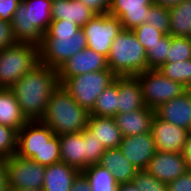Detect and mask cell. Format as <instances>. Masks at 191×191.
I'll return each instance as SVG.
<instances>
[{"instance_id": "1", "label": "cell", "mask_w": 191, "mask_h": 191, "mask_svg": "<svg viewBox=\"0 0 191 191\" xmlns=\"http://www.w3.org/2000/svg\"><path fill=\"white\" fill-rule=\"evenodd\" d=\"M60 85L58 70L39 63L10 89L29 121L41 120L53 91Z\"/></svg>"}, {"instance_id": "2", "label": "cell", "mask_w": 191, "mask_h": 191, "mask_svg": "<svg viewBox=\"0 0 191 191\" xmlns=\"http://www.w3.org/2000/svg\"><path fill=\"white\" fill-rule=\"evenodd\" d=\"M90 112L82 108L60 84L50 96L41 122L56 135L82 132L87 128Z\"/></svg>"}, {"instance_id": "3", "label": "cell", "mask_w": 191, "mask_h": 191, "mask_svg": "<svg viewBox=\"0 0 191 191\" xmlns=\"http://www.w3.org/2000/svg\"><path fill=\"white\" fill-rule=\"evenodd\" d=\"M59 148L58 135L40 120L28 121L18 131L16 155L19 157L49 166L61 161Z\"/></svg>"}, {"instance_id": "4", "label": "cell", "mask_w": 191, "mask_h": 191, "mask_svg": "<svg viewBox=\"0 0 191 191\" xmlns=\"http://www.w3.org/2000/svg\"><path fill=\"white\" fill-rule=\"evenodd\" d=\"M52 0H22L12 19L17 42L39 46L52 22Z\"/></svg>"}, {"instance_id": "5", "label": "cell", "mask_w": 191, "mask_h": 191, "mask_svg": "<svg viewBox=\"0 0 191 191\" xmlns=\"http://www.w3.org/2000/svg\"><path fill=\"white\" fill-rule=\"evenodd\" d=\"M107 63L116 76H137L149 69L146 49L132 30L122 29L114 38Z\"/></svg>"}, {"instance_id": "6", "label": "cell", "mask_w": 191, "mask_h": 191, "mask_svg": "<svg viewBox=\"0 0 191 191\" xmlns=\"http://www.w3.org/2000/svg\"><path fill=\"white\" fill-rule=\"evenodd\" d=\"M40 63L39 46L17 42L0 50V88H11Z\"/></svg>"}, {"instance_id": "7", "label": "cell", "mask_w": 191, "mask_h": 191, "mask_svg": "<svg viewBox=\"0 0 191 191\" xmlns=\"http://www.w3.org/2000/svg\"><path fill=\"white\" fill-rule=\"evenodd\" d=\"M116 78L117 76L110 69L100 70L67 78L62 86L77 104L90 112L98 96L114 83Z\"/></svg>"}, {"instance_id": "8", "label": "cell", "mask_w": 191, "mask_h": 191, "mask_svg": "<svg viewBox=\"0 0 191 191\" xmlns=\"http://www.w3.org/2000/svg\"><path fill=\"white\" fill-rule=\"evenodd\" d=\"M87 47L80 28L75 35H43L39 45L40 63L58 70L69 58Z\"/></svg>"}, {"instance_id": "9", "label": "cell", "mask_w": 191, "mask_h": 191, "mask_svg": "<svg viewBox=\"0 0 191 191\" xmlns=\"http://www.w3.org/2000/svg\"><path fill=\"white\" fill-rule=\"evenodd\" d=\"M136 77L146 106L153 110L187 90L181 83L172 81L157 69H148Z\"/></svg>"}, {"instance_id": "10", "label": "cell", "mask_w": 191, "mask_h": 191, "mask_svg": "<svg viewBox=\"0 0 191 191\" xmlns=\"http://www.w3.org/2000/svg\"><path fill=\"white\" fill-rule=\"evenodd\" d=\"M119 19L110 14H96L82 30L87 48L108 57L114 38L122 31Z\"/></svg>"}, {"instance_id": "11", "label": "cell", "mask_w": 191, "mask_h": 191, "mask_svg": "<svg viewBox=\"0 0 191 191\" xmlns=\"http://www.w3.org/2000/svg\"><path fill=\"white\" fill-rule=\"evenodd\" d=\"M5 160L9 190L42 189L46 166L16 154Z\"/></svg>"}, {"instance_id": "12", "label": "cell", "mask_w": 191, "mask_h": 191, "mask_svg": "<svg viewBox=\"0 0 191 191\" xmlns=\"http://www.w3.org/2000/svg\"><path fill=\"white\" fill-rule=\"evenodd\" d=\"M107 69V57L86 47L58 69L59 83L62 84L67 78Z\"/></svg>"}, {"instance_id": "13", "label": "cell", "mask_w": 191, "mask_h": 191, "mask_svg": "<svg viewBox=\"0 0 191 191\" xmlns=\"http://www.w3.org/2000/svg\"><path fill=\"white\" fill-rule=\"evenodd\" d=\"M119 149L139 171L146 170L156 150L151 132L123 137Z\"/></svg>"}, {"instance_id": "14", "label": "cell", "mask_w": 191, "mask_h": 191, "mask_svg": "<svg viewBox=\"0 0 191 191\" xmlns=\"http://www.w3.org/2000/svg\"><path fill=\"white\" fill-rule=\"evenodd\" d=\"M189 170L182 153L157 150L146 171L159 181L169 183Z\"/></svg>"}, {"instance_id": "15", "label": "cell", "mask_w": 191, "mask_h": 191, "mask_svg": "<svg viewBox=\"0 0 191 191\" xmlns=\"http://www.w3.org/2000/svg\"><path fill=\"white\" fill-rule=\"evenodd\" d=\"M153 0H110L108 14L119 19L124 30H133L147 22Z\"/></svg>"}, {"instance_id": "16", "label": "cell", "mask_w": 191, "mask_h": 191, "mask_svg": "<svg viewBox=\"0 0 191 191\" xmlns=\"http://www.w3.org/2000/svg\"><path fill=\"white\" fill-rule=\"evenodd\" d=\"M156 150L182 153L189 131L166 122L156 115L151 123Z\"/></svg>"}, {"instance_id": "17", "label": "cell", "mask_w": 191, "mask_h": 191, "mask_svg": "<svg viewBox=\"0 0 191 191\" xmlns=\"http://www.w3.org/2000/svg\"><path fill=\"white\" fill-rule=\"evenodd\" d=\"M155 115L175 126L191 131V89L161 104L155 109Z\"/></svg>"}, {"instance_id": "18", "label": "cell", "mask_w": 191, "mask_h": 191, "mask_svg": "<svg viewBox=\"0 0 191 191\" xmlns=\"http://www.w3.org/2000/svg\"><path fill=\"white\" fill-rule=\"evenodd\" d=\"M154 116L155 110L146 106L139 110L116 114L114 118L122 136L127 137L151 132Z\"/></svg>"}, {"instance_id": "19", "label": "cell", "mask_w": 191, "mask_h": 191, "mask_svg": "<svg viewBox=\"0 0 191 191\" xmlns=\"http://www.w3.org/2000/svg\"><path fill=\"white\" fill-rule=\"evenodd\" d=\"M118 114L146 107L136 76H118Z\"/></svg>"}, {"instance_id": "20", "label": "cell", "mask_w": 191, "mask_h": 191, "mask_svg": "<svg viewBox=\"0 0 191 191\" xmlns=\"http://www.w3.org/2000/svg\"><path fill=\"white\" fill-rule=\"evenodd\" d=\"M60 142L61 162L77 168L85 169L86 138L82 132L58 135Z\"/></svg>"}, {"instance_id": "21", "label": "cell", "mask_w": 191, "mask_h": 191, "mask_svg": "<svg viewBox=\"0 0 191 191\" xmlns=\"http://www.w3.org/2000/svg\"><path fill=\"white\" fill-rule=\"evenodd\" d=\"M52 20H66L82 28L96 13L79 0H52Z\"/></svg>"}, {"instance_id": "22", "label": "cell", "mask_w": 191, "mask_h": 191, "mask_svg": "<svg viewBox=\"0 0 191 191\" xmlns=\"http://www.w3.org/2000/svg\"><path fill=\"white\" fill-rule=\"evenodd\" d=\"M87 129L106 149L120 147L123 136L114 117L90 115Z\"/></svg>"}, {"instance_id": "23", "label": "cell", "mask_w": 191, "mask_h": 191, "mask_svg": "<svg viewBox=\"0 0 191 191\" xmlns=\"http://www.w3.org/2000/svg\"><path fill=\"white\" fill-rule=\"evenodd\" d=\"M99 164L113 174L118 184L132 182L139 171L128 161L119 148L106 149Z\"/></svg>"}, {"instance_id": "24", "label": "cell", "mask_w": 191, "mask_h": 191, "mask_svg": "<svg viewBox=\"0 0 191 191\" xmlns=\"http://www.w3.org/2000/svg\"><path fill=\"white\" fill-rule=\"evenodd\" d=\"M79 172L77 168L61 161L46 166L42 189L43 191H70L74 178Z\"/></svg>"}, {"instance_id": "25", "label": "cell", "mask_w": 191, "mask_h": 191, "mask_svg": "<svg viewBox=\"0 0 191 191\" xmlns=\"http://www.w3.org/2000/svg\"><path fill=\"white\" fill-rule=\"evenodd\" d=\"M28 121L12 90L0 88V124L18 132Z\"/></svg>"}, {"instance_id": "26", "label": "cell", "mask_w": 191, "mask_h": 191, "mask_svg": "<svg viewBox=\"0 0 191 191\" xmlns=\"http://www.w3.org/2000/svg\"><path fill=\"white\" fill-rule=\"evenodd\" d=\"M170 17L169 34L175 37L190 38L191 29V0L168 7Z\"/></svg>"}, {"instance_id": "27", "label": "cell", "mask_w": 191, "mask_h": 191, "mask_svg": "<svg viewBox=\"0 0 191 191\" xmlns=\"http://www.w3.org/2000/svg\"><path fill=\"white\" fill-rule=\"evenodd\" d=\"M118 76L115 82L104 89V91L96 99L90 115L114 117L118 114Z\"/></svg>"}, {"instance_id": "28", "label": "cell", "mask_w": 191, "mask_h": 191, "mask_svg": "<svg viewBox=\"0 0 191 191\" xmlns=\"http://www.w3.org/2000/svg\"><path fill=\"white\" fill-rule=\"evenodd\" d=\"M82 172L91 185V191H117L119 184L113 174L100 164L90 165Z\"/></svg>"}, {"instance_id": "29", "label": "cell", "mask_w": 191, "mask_h": 191, "mask_svg": "<svg viewBox=\"0 0 191 191\" xmlns=\"http://www.w3.org/2000/svg\"><path fill=\"white\" fill-rule=\"evenodd\" d=\"M157 70L172 81L181 83L186 89H191V59L166 62Z\"/></svg>"}, {"instance_id": "30", "label": "cell", "mask_w": 191, "mask_h": 191, "mask_svg": "<svg viewBox=\"0 0 191 191\" xmlns=\"http://www.w3.org/2000/svg\"><path fill=\"white\" fill-rule=\"evenodd\" d=\"M171 47V35L165 34L159 42L155 43L146 51L147 67L149 69H159L167 62L168 52Z\"/></svg>"}, {"instance_id": "31", "label": "cell", "mask_w": 191, "mask_h": 191, "mask_svg": "<svg viewBox=\"0 0 191 191\" xmlns=\"http://www.w3.org/2000/svg\"><path fill=\"white\" fill-rule=\"evenodd\" d=\"M147 15L146 23L150 24L154 29L162 31L164 34H169L170 17L168 7L153 3Z\"/></svg>"}, {"instance_id": "32", "label": "cell", "mask_w": 191, "mask_h": 191, "mask_svg": "<svg viewBox=\"0 0 191 191\" xmlns=\"http://www.w3.org/2000/svg\"><path fill=\"white\" fill-rule=\"evenodd\" d=\"M83 136L86 138V154H85V169L90 165L99 164L102 155L105 153L106 148L99 140L95 138L87 128L82 131Z\"/></svg>"}, {"instance_id": "33", "label": "cell", "mask_w": 191, "mask_h": 191, "mask_svg": "<svg viewBox=\"0 0 191 191\" xmlns=\"http://www.w3.org/2000/svg\"><path fill=\"white\" fill-rule=\"evenodd\" d=\"M191 59V40L188 37L171 36V47L167 62H178Z\"/></svg>"}, {"instance_id": "34", "label": "cell", "mask_w": 191, "mask_h": 191, "mask_svg": "<svg viewBox=\"0 0 191 191\" xmlns=\"http://www.w3.org/2000/svg\"><path fill=\"white\" fill-rule=\"evenodd\" d=\"M18 132L8 126L0 124V158L6 159L17 152Z\"/></svg>"}, {"instance_id": "35", "label": "cell", "mask_w": 191, "mask_h": 191, "mask_svg": "<svg viewBox=\"0 0 191 191\" xmlns=\"http://www.w3.org/2000/svg\"><path fill=\"white\" fill-rule=\"evenodd\" d=\"M132 31L136 35L138 42L146 49V51L155 43L159 42L165 35L162 31L154 29L148 23L141 24Z\"/></svg>"}, {"instance_id": "36", "label": "cell", "mask_w": 191, "mask_h": 191, "mask_svg": "<svg viewBox=\"0 0 191 191\" xmlns=\"http://www.w3.org/2000/svg\"><path fill=\"white\" fill-rule=\"evenodd\" d=\"M132 182L140 191H168L166 182L159 181L146 170L138 171Z\"/></svg>"}, {"instance_id": "37", "label": "cell", "mask_w": 191, "mask_h": 191, "mask_svg": "<svg viewBox=\"0 0 191 191\" xmlns=\"http://www.w3.org/2000/svg\"><path fill=\"white\" fill-rule=\"evenodd\" d=\"M80 27L66 20H52L48 30L43 35H75Z\"/></svg>"}, {"instance_id": "38", "label": "cell", "mask_w": 191, "mask_h": 191, "mask_svg": "<svg viewBox=\"0 0 191 191\" xmlns=\"http://www.w3.org/2000/svg\"><path fill=\"white\" fill-rule=\"evenodd\" d=\"M17 41L13 35L12 24L0 19V50L13 46Z\"/></svg>"}, {"instance_id": "39", "label": "cell", "mask_w": 191, "mask_h": 191, "mask_svg": "<svg viewBox=\"0 0 191 191\" xmlns=\"http://www.w3.org/2000/svg\"><path fill=\"white\" fill-rule=\"evenodd\" d=\"M22 0H0V19L12 23L18 5Z\"/></svg>"}, {"instance_id": "40", "label": "cell", "mask_w": 191, "mask_h": 191, "mask_svg": "<svg viewBox=\"0 0 191 191\" xmlns=\"http://www.w3.org/2000/svg\"><path fill=\"white\" fill-rule=\"evenodd\" d=\"M168 191H191V170L167 183Z\"/></svg>"}, {"instance_id": "41", "label": "cell", "mask_w": 191, "mask_h": 191, "mask_svg": "<svg viewBox=\"0 0 191 191\" xmlns=\"http://www.w3.org/2000/svg\"><path fill=\"white\" fill-rule=\"evenodd\" d=\"M96 14H108L110 0H79Z\"/></svg>"}, {"instance_id": "42", "label": "cell", "mask_w": 191, "mask_h": 191, "mask_svg": "<svg viewBox=\"0 0 191 191\" xmlns=\"http://www.w3.org/2000/svg\"><path fill=\"white\" fill-rule=\"evenodd\" d=\"M70 191H91V185L82 171L74 178Z\"/></svg>"}, {"instance_id": "43", "label": "cell", "mask_w": 191, "mask_h": 191, "mask_svg": "<svg viewBox=\"0 0 191 191\" xmlns=\"http://www.w3.org/2000/svg\"><path fill=\"white\" fill-rule=\"evenodd\" d=\"M0 191H9L6 160L0 158Z\"/></svg>"}, {"instance_id": "44", "label": "cell", "mask_w": 191, "mask_h": 191, "mask_svg": "<svg viewBox=\"0 0 191 191\" xmlns=\"http://www.w3.org/2000/svg\"><path fill=\"white\" fill-rule=\"evenodd\" d=\"M182 155L187 162L189 170H191V132L188 134L187 140L182 150Z\"/></svg>"}, {"instance_id": "45", "label": "cell", "mask_w": 191, "mask_h": 191, "mask_svg": "<svg viewBox=\"0 0 191 191\" xmlns=\"http://www.w3.org/2000/svg\"><path fill=\"white\" fill-rule=\"evenodd\" d=\"M117 191H140V190L133 182H130V183L119 184Z\"/></svg>"}, {"instance_id": "46", "label": "cell", "mask_w": 191, "mask_h": 191, "mask_svg": "<svg viewBox=\"0 0 191 191\" xmlns=\"http://www.w3.org/2000/svg\"><path fill=\"white\" fill-rule=\"evenodd\" d=\"M183 0H153L155 4L161 5V6H166V7H171L174 5H177L181 3Z\"/></svg>"}, {"instance_id": "47", "label": "cell", "mask_w": 191, "mask_h": 191, "mask_svg": "<svg viewBox=\"0 0 191 191\" xmlns=\"http://www.w3.org/2000/svg\"><path fill=\"white\" fill-rule=\"evenodd\" d=\"M9 191H43V189H17V190H9Z\"/></svg>"}]
</instances>
